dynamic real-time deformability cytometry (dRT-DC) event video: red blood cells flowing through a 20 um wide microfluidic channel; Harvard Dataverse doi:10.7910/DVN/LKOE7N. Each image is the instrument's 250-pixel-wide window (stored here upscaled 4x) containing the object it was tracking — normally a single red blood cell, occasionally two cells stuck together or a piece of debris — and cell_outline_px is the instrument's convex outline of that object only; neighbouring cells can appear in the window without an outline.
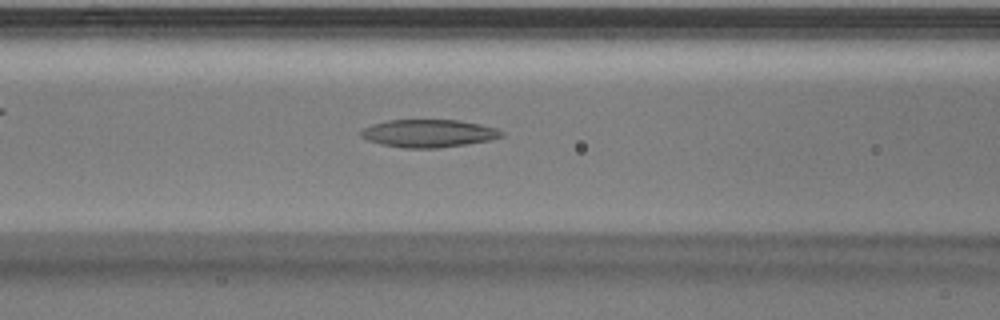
{"species": "Egyptian fruit bat (a non-hibernating species)", "species_latin": "Rousettus aegyptiacus", "temperature_condition": "warm", "stored_images_in_passage": 30, "camera_frame_rate_fps": 3000, "um_per_image_px": 0.085, "animal": {"sex": "male"}, "frame": {"image": 1, "passage_image": 8, "time_ms": 2.333, "image_size_px": [1000, 320], "cell_outline_px": [[504, 136], [492, 140], [468, 144], [436, 148], [404, 148], [384, 144], [368, 140], [360, 136], [360, 132], [364, 128], [372, 124], [388, 120], [460, 120], [480, 124], [496, 128], [504, 132]], "centroid_in_image_um": [36.48, 11.33], "position_along_channel_um": 130.1, "area_um2": 22.77}}
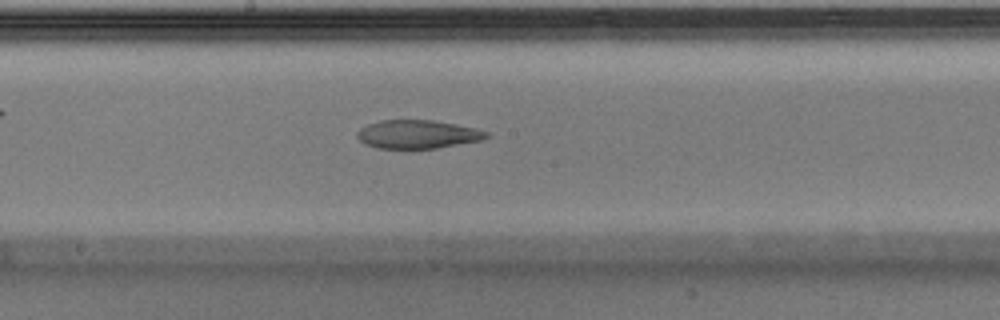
{"frame": {"image": 2, "passage_image": 13, "time_ms": 4.0, "image_size_px": [1000, 320], "cell_outline_px": [[492, 136], [484, 140], [436, 148], [376, 148], [364, 144], [356, 136], [356, 132], [360, 128], [368, 124], [380, 120], [432, 120], [456, 124], [476, 128], [488, 132]], "centroid_in_image_um": [35.52, 11.41], "position_along_channel_um": 212.7, "area_um2": 21.62}}
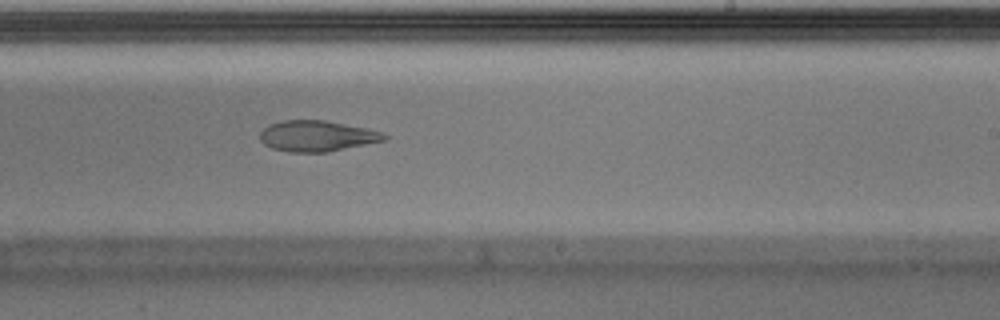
{"frame": {"image": 3, "passage_image": 16, "time_ms": 5.0, "image_size_px": [1000, 320], "cell_outline_px": [[388, 140], [324, 152], [288, 152], [272, 148], [264, 144], [260, 140], [260, 132], [268, 124], [284, 120], [324, 120], [368, 128], [380, 132], [388, 136]], "centroid_in_image_um": [26.93, 11.55], "position_along_channel_um": 262.1, "area_um2": 22.31}}